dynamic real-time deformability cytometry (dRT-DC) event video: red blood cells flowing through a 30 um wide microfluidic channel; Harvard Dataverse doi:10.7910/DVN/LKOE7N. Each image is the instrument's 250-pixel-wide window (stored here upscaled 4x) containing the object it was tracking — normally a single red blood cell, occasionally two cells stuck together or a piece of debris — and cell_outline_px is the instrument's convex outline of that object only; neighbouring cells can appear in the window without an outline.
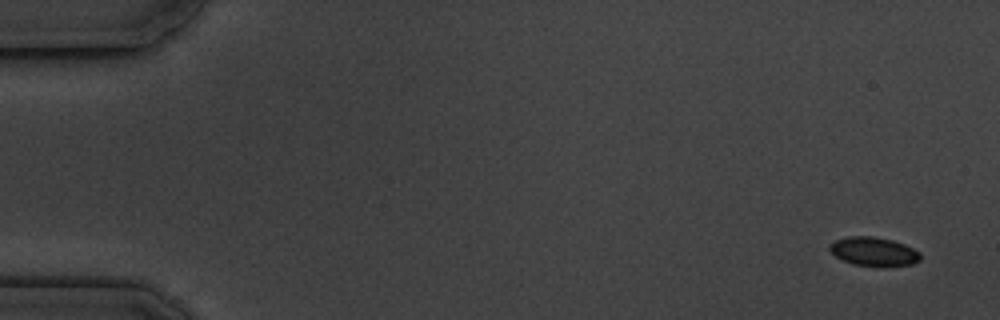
{"species": "common noctule bat (a hibernating species)", "species_latin": "Nyctalus noctula", "temperature_condition": "cold", "stored_images_in_passage": 5, "camera_frame_rate_fps": 3000, "um_per_image_px": 0.085, "animal": {"sex": "male", "body_mass_g": 19.5, "forearm_length_mm": 54.6}, "frame": {"image": 1, "passage_image": 1, "time_ms": 0.0, "image_size_px": [1000, 320], "cell_outline_px": [[920, 260], [912, 264], [884, 268], [880, 268], [852, 264], [836, 256], [828, 248], [828, 244], [836, 240], [848, 236], [872, 236], [892, 240], [904, 244], [920, 252]], "centroid_in_image_um": [74.28, 21.4], "position_along_channel_um": 10.7, "area_um2": 15.55}}
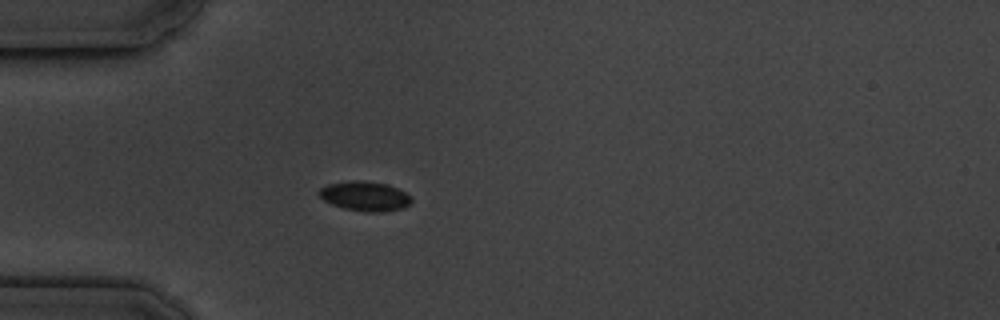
{"frame": {"image": 2, "passage_image": 5, "time_ms": 4.667, "image_size_px": [1000, 320], "cell_outline_px": [[412, 200], [404, 208], [380, 212], [364, 212], [344, 208], [332, 204], [324, 200], [320, 196], [320, 188], [328, 184], [352, 180], [364, 180], [388, 184], [412, 196]], "centroid_in_image_um": [31.04, 16.67], "position_along_channel_um": 54.0, "area_um2": 15.9}}